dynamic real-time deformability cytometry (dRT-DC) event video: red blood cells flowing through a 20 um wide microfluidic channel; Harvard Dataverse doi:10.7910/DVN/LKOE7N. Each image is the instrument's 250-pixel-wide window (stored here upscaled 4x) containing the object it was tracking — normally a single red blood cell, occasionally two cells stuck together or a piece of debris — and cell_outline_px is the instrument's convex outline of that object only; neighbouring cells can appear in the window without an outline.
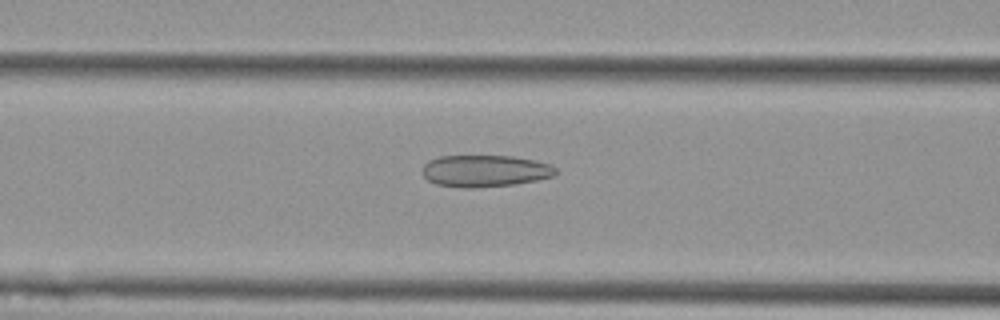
{"species": "Egyptian fruit bat (a non-hibernating species)", "species_latin": "Rousettus aegyptiacus", "temperature_condition": "cold", "stored_images_in_passage": 52, "camera_frame_rate_fps": 3000, "um_per_image_px": 0.085, "animal": {"sex": "female"}, "frame": {"image": 1, "passage_image": 19, "time_ms": 6.0, "image_size_px": [1000, 320], "cell_outline_px": [[556, 172], [552, 176], [536, 180], [516, 184], [468, 188], [460, 188], [436, 184], [428, 180], [424, 176], [424, 164], [428, 160], [440, 156], [512, 156], [552, 164], [556, 168]], "centroid_in_image_um": [41.21, 14.53], "position_along_channel_um": 125.4, "area_um2": 24.62}}
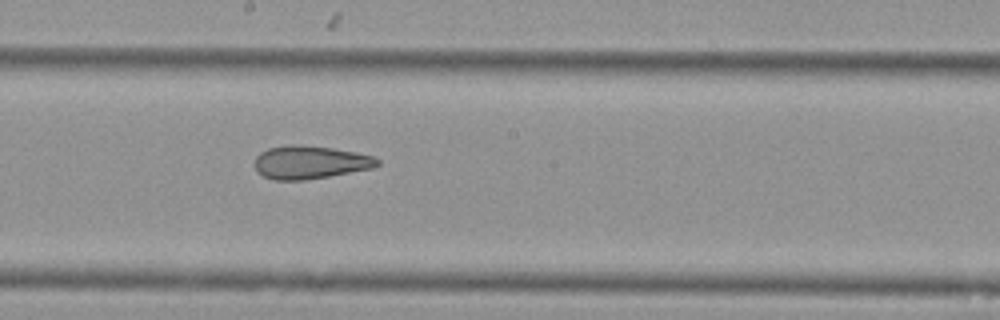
{"frame": {"image": 2, "passage_image": 27, "time_ms": 8.667, "image_size_px": [1000, 320], "cell_outline_px": [[380, 164], [372, 168], [328, 176], [304, 180], [272, 180], [256, 172], [256, 156], [260, 152], [268, 148], [288, 144], [292, 144], [332, 148], [356, 152], [372, 156], [380, 160]], "centroid_in_image_um": [26.33, 13.79], "position_along_channel_um": 221.9, "area_um2": 23.58}}
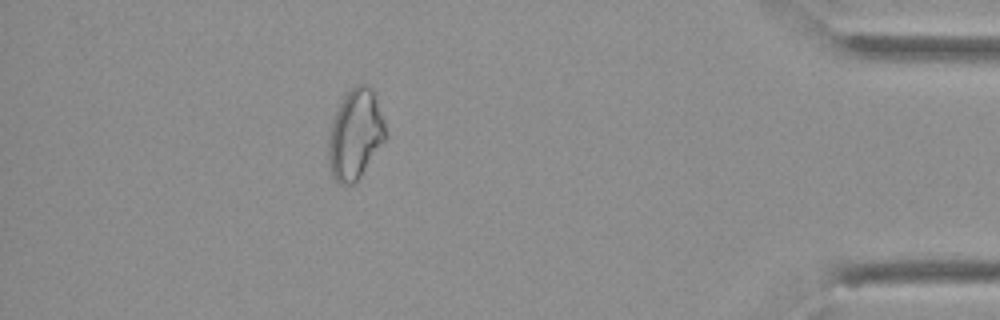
{"frame": {"image": 3, "passage_image": 46, "time_ms": 15.0, "image_size_px": [1000, 320], "cell_outline_px": [[384, 140], [360, 176], [352, 184], [340, 184], [332, 176], [328, 164], [328, 136], [336, 108], [344, 96], [356, 84], [368, 84], [372, 88], [384, 120]], "centroid_in_image_um": [30.16, 11.4], "position_along_channel_um": 405.0, "area_um2": 29.54}, "authors_computed_cell_mechanics": {"area_um2": 28.4087, "velocity_mm_per_s": 3.6286, "shape_relaxation_time_tau1_ms": null, "shape_relaxation_time_tau2_ms": 3.175, "deformation_change_tau1": null, "deformation_change_tau2": 0.1169}}